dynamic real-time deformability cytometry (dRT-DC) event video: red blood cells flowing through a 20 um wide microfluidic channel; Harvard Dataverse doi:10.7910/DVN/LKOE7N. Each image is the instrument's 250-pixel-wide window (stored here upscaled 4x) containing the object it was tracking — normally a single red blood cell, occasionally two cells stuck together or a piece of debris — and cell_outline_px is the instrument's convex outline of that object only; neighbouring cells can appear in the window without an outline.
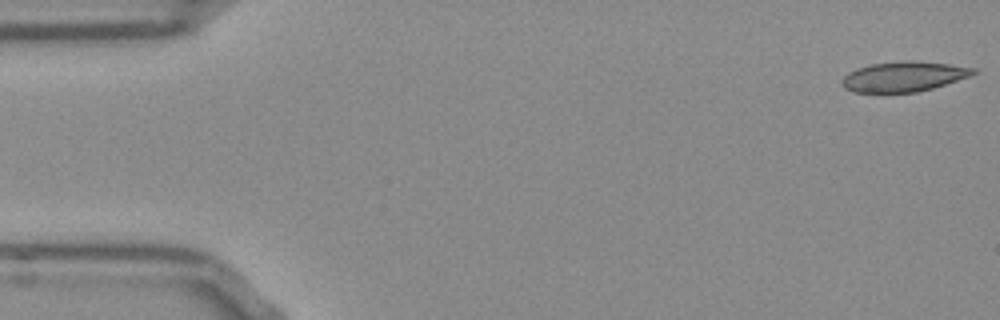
{"species": "Egyptian fruit bat (a non-hibernating species)", "species_latin": "Rousettus aegyptiacus", "temperature_condition": "room temperature", "stored_images_in_passage": 15, "camera_frame_rate_fps": 3000, "um_per_image_px": 0.085, "frame": {"image": 1, "passage_image": 1, "time_ms": 0.0, "image_size_px": [1000, 320], "cell_outline_px": [[980, 72], [932, 88], [916, 92], [852, 92], [844, 88], [840, 84], [840, 80], [848, 72], [856, 68], [872, 64], [904, 60], [912, 60], [948, 64], [980, 68]], "centroid_in_image_um": [76.8, 6.5], "position_along_channel_um": 8.2, "area_um2": 23.12}}
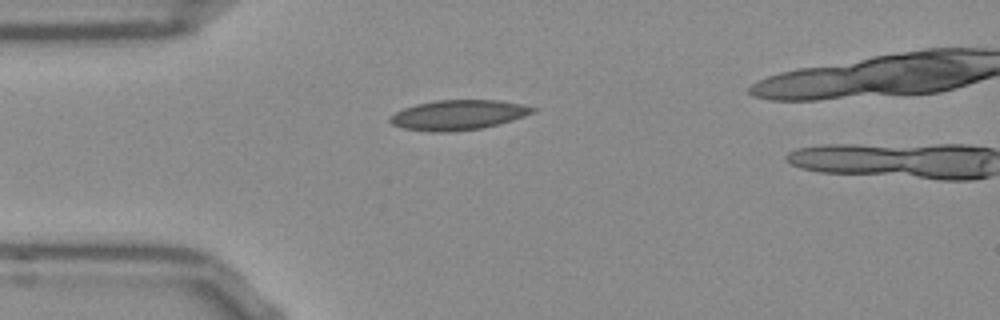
{"frame": {"image": 2, "passage_image": 13, "time_ms": 4.0, "image_size_px": [1000, 320], "cell_outline_px": [[536, 112], [512, 120], [480, 128], [448, 132], [432, 132], [404, 128], [392, 124], [388, 120], [388, 116], [404, 108], [416, 104], [436, 100], [500, 100], [524, 104], [536, 108]], "centroid_in_image_um": [38.95, 9.76], "position_along_channel_um": 46.1, "area_um2": 24.85}}